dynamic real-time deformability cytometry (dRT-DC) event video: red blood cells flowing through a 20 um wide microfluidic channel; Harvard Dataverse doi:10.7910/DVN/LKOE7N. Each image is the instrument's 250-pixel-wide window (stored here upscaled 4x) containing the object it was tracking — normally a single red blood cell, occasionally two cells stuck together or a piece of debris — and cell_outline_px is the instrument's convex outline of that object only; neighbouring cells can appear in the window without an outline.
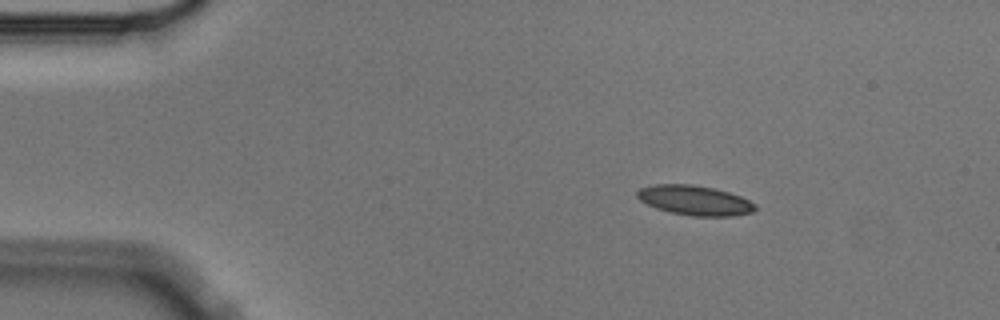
{"species": "Egyptian fruit bat (a non-hibernating species)", "species_latin": "Rousettus aegyptiacus", "temperature_condition": "cold", "stored_images_in_passage": 5, "camera_frame_rate_fps": 3000, "um_per_image_px": 0.085, "animal": {"sex": "male"}, "frame": {"image": 1, "passage_image": 2, "time_ms": 0.333, "image_size_px": [1000, 320], "cell_outline_px": [[756, 208], [752, 212], [732, 216], [692, 216], [672, 212], [656, 208], [640, 200], [636, 196], [636, 192], [640, 188], [656, 184], [692, 184], [712, 188], [728, 192], [740, 196], [756, 204]], "centroid_in_image_um": [59.05, 17.02], "position_along_channel_um": 26.0, "area_um2": 20.29}}
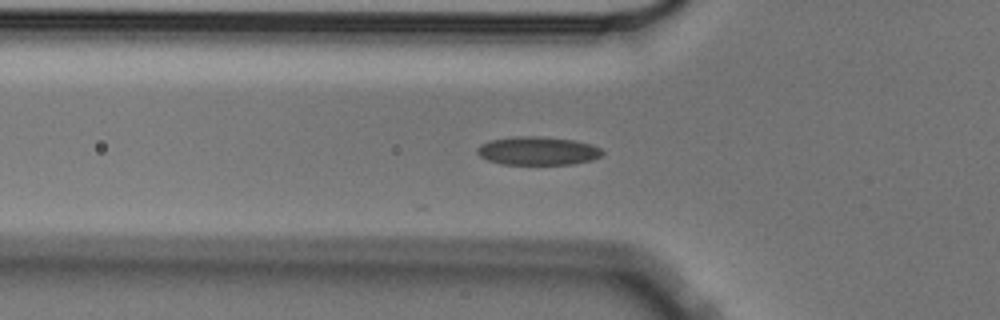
{"frame": {"image": 2, "passage_image": 5, "time_ms": 1.333, "image_size_px": [1000, 320], "cell_outline_px": [[604, 152], [600, 156], [592, 160], [572, 164], [500, 164], [488, 160], [480, 156], [476, 152], [476, 148], [480, 144], [488, 140], [516, 136], [540, 136], [576, 140], [592, 144], [600, 148]], "centroid_in_image_um": [45.69, 12.81], "position_along_channel_um": 80.1, "area_um2": 20.92}}